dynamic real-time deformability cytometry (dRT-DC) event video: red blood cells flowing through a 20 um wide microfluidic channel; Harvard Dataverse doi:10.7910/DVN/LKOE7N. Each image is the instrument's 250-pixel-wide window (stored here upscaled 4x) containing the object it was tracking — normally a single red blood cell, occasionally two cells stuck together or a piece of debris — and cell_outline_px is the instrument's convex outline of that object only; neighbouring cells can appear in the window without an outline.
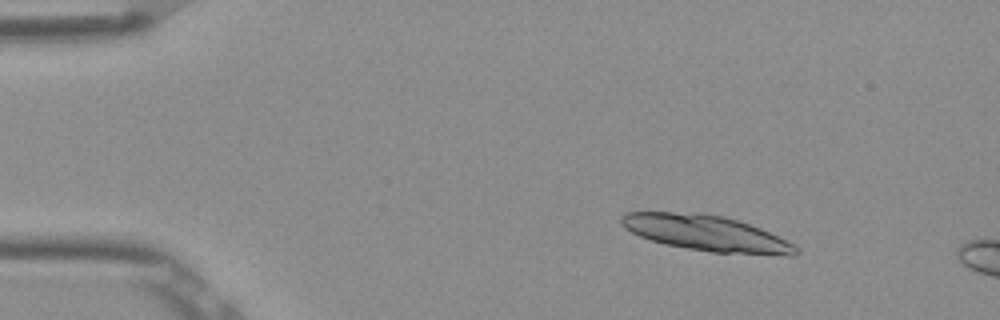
{"species": "Egyptian fruit bat (a non-hibernating species)", "species_latin": "Rousettus aegyptiacus", "temperature_condition": "room temperature", "stored_images_in_passage": 6, "camera_frame_rate_fps": 3000, "um_per_image_px": 0.085, "frame": {"image": 1, "passage_image": 1, "time_ms": 0.0, "image_size_px": [1000, 320], "cell_outline_px": [[800, 252], [796, 256], [788, 256], [712, 252], [664, 244], [640, 236], [624, 228], [620, 224], [620, 216], [624, 212], [696, 212], [724, 216], [760, 228], [800, 248]], "centroid_in_image_um": [60.02, 19.82], "position_along_channel_um": 25.0, "area_um2": 36.3}}